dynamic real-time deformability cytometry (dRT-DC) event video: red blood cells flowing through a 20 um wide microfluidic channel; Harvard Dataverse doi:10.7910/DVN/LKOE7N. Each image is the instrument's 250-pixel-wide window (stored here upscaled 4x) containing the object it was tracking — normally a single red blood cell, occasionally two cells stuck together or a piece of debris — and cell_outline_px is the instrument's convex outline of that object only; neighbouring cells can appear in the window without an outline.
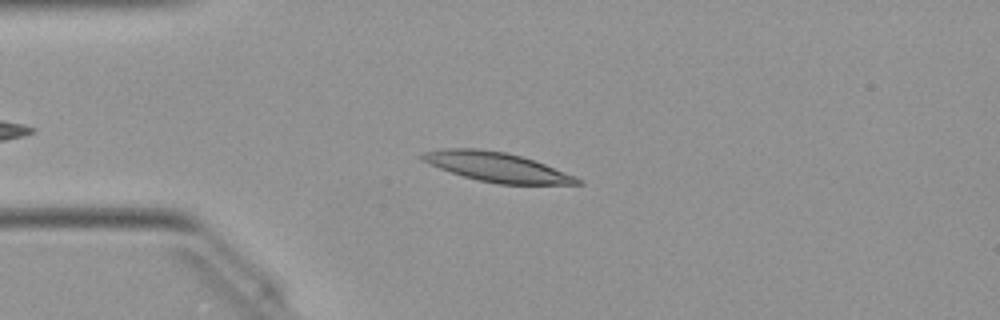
{"species": "Egyptian fruit bat (a non-hibernating species)", "species_latin": "Rousettus aegyptiacus", "temperature_condition": "warm", "stored_images_in_passage": 42, "camera_frame_rate_fps": 3000, "um_per_image_px": 0.085, "animal": {"sex": "female"}, "frame": {"image": 1, "passage_image": 8, "time_ms": 2.333, "image_size_px": [1000, 320], "cell_outline_px": [[584, 184], [496, 184], [476, 180], [440, 168], [420, 160], [420, 156], [424, 152], [448, 148], [476, 148], [504, 152], [520, 156], [544, 164], [576, 176], [584, 180]], "centroid_in_image_um": [42.25, 14.21], "position_along_channel_um": 42.7, "area_um2": 26.36}}
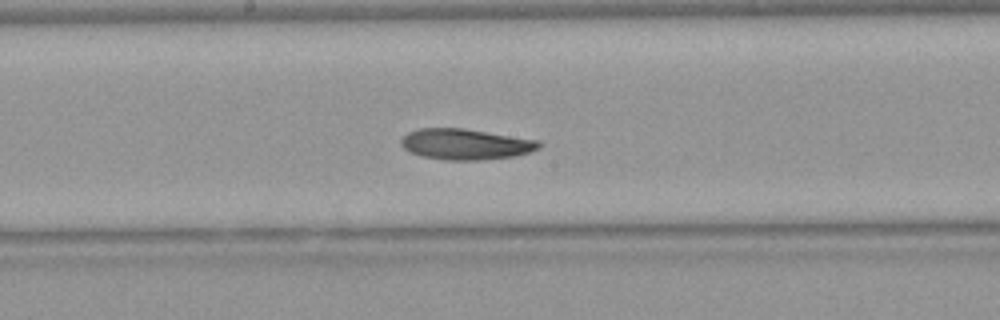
{"frame": {"image": 2, "passage_image": 22, "time_ms": 7.0, "image_size_px": [1000, 320], "cell_outline_px": [[540, 148], [516, 156], [480, 160], [444, 160], [420, 156], [408, 152], [400, 144], [400, 140], [408, 132], [420, 128], [464, 128], [540, 140]], "centroid_in_image_um": [39.55, 12.26], "position_along_channel_um": 208.6, "area_um2": 24.97}}
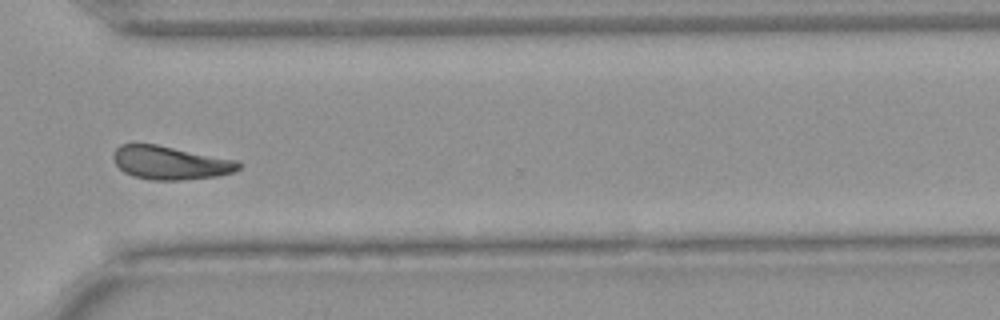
{"frame": {"image": 3, "passage_image": 33, "time_ms": 10.667, "image_size_px": [1000, 320], "cell_outline_px": [[240, 168], [236, 172], [216, 176], [180, 180], [152, 180], [132, 176], [124, 172], [116, 164], [112, 156], [116, 148], [120, 144], [156, 144], [240, 160]], "centroid_in_image_um": [14.51, 13.83], "position_along_channel_um": 356.1, "area_um2": 24.57}, "authors_computed_cell_mechanics": {"area_um2": 24.8829, "velocity_mm_per_s": 4.0177, "shape_relaxation_time_tau1_ms": 8.9741, "shape_relaxation_time_tau2_ms": null, "deformation_change_tau1": 0.208, "deformation_change_tau2": null}}